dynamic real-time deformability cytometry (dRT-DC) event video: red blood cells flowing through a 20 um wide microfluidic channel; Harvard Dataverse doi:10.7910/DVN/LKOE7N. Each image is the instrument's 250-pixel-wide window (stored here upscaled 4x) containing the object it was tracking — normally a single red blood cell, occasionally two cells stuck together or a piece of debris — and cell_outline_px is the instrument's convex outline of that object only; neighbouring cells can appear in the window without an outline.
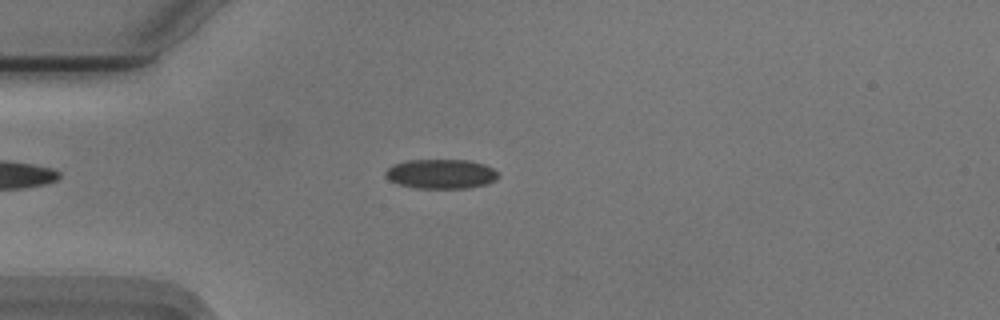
{"species": "Egyptian fruit bat (a non-hibernating species)", "species_latin": "Rousettus aegyptiacus", "temperature_condition": "cold", "stored_images_in_passage": 51, "camera_frame_rate_fps": 3000, "um_per_image_px": 0.085, "animal": {"sex": "male"}, "frame": {"image": 1, "passage_image": 11, "time_ms": 3.333, "image_size_px": [1000, 320], "cell_outline_px": [[500, 176], [496, 180], [488, 184], [468, 188], [416, 188], [400, 184], [388, 180], [384, 176], [384, 172], [392, 164], [408, 160], [468, 160], [484, 164], [492, 168]], "centroid_in_image_um": [37.48, 14.78], "position_along_channel_um": 47.5, "area_um2": 19.54}}
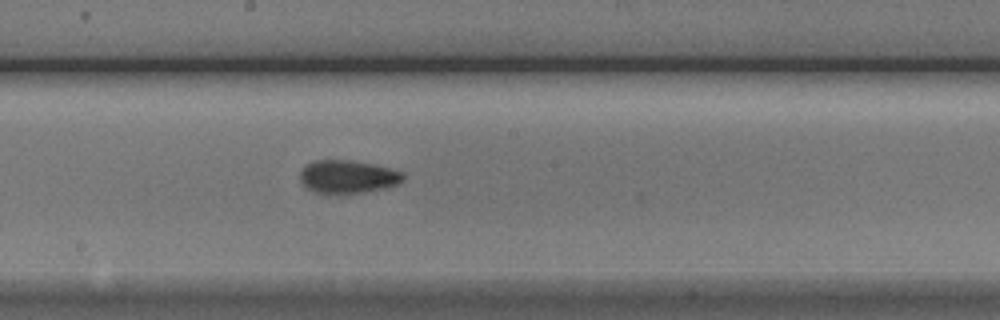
{"frame": {"image": 2, "passage_image": 26, "time_ms": 8.333, "image_size_px": [1000, 320], "cell_outline_px": [[404, 180], [388, 188], [364, 192], [336, 196], [316, 192], [308, 188], [300, 180], [300, 168], [312, 160], [352, 160], [372, 164], [404, 172]], "centroid_in_image_um": [29.54, 15.04], "position_along_channel_um": 218.7, "area_um2": 20.4}}
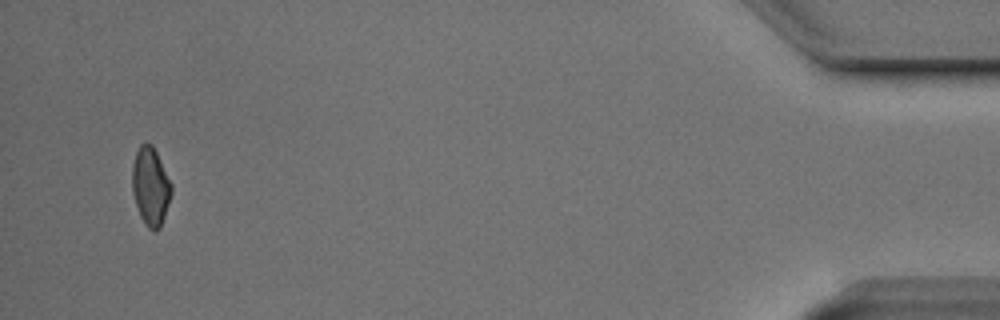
{"frame": {"image": 3, "passage_image": 49, "time_ms": 16.0, "image_size_px": [1000, 320], "cell_outline_px": [[172, 192], [160, 228], [156, 232], [152, 232], [144, 224], [140, 216], [132, 192], [132, 164], [136, 152], [140, 144], [152, 144], [172, 184]], "centroid_in_image_um": [12.79, 15.87], "position_along_channel_um": 422.4, "area_um2": 17.86}, "authors_computed_cell_mechanics": {"area_um2": 18.9584, "velocity_mm_per_s": 3.7366, "shape_relaxation_time_tau1_ms": 4.8901, "shape_relaxation_time_tau2_ms": 3.9564, "deformation_change_tau1": 0.0997, "deformation_change_tau2": 0.0784}}